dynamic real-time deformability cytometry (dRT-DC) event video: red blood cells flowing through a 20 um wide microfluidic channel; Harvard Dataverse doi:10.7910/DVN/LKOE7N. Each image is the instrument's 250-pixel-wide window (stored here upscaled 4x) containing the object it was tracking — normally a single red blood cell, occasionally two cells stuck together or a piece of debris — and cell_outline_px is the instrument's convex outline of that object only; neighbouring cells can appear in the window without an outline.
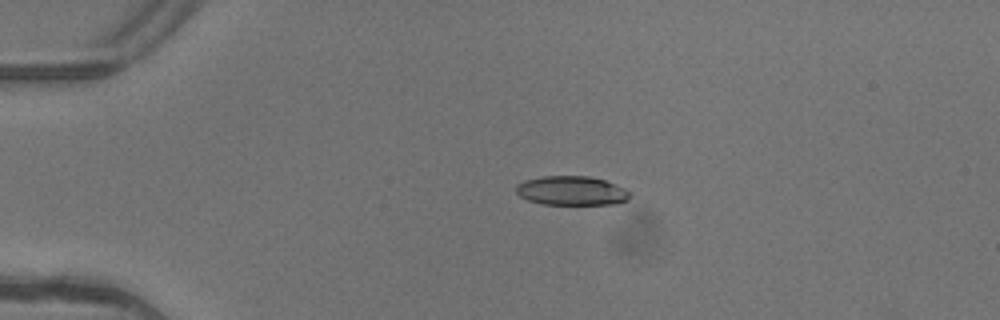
{"species": "common noctule bat (a hibernating species)", "species_latin": "Nyctalus noctula", "temperature_condition": "warm", "stored_images_in_passage": 2, "camera_frame_rate_fps": 3000, "um_per_image_px": 0.085, "animal": {"sex": "female"}, "frame": {"image": 1, "passage_image": 1, "time_ms": 0.0, "image_size_px": [1000, 320], "cell_outline_px": [[632, 196], [628, 200], [616, 204], [544, 204], [528, 200], [520, 196], [516, 192], [516, 184], [524, 180], [544, 176], [588, 176], [604, 180], [624, 188], [632, 192]], "centroid_in_image_um": [48.61, 16.21], "position_along_channel_um": 36.4, "area_um2": 19.42}}